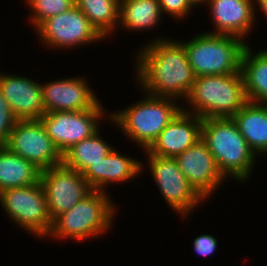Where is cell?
I'll return each instance as SVG.
<instances>
[{
  "label": "cell",
  "instance_id": "d6986e66",
  "mask_svg": "<svg viewBox=\"0 0 267 266\" xmlns=\"http://www.w3.org/2000/svg\"><path fill=\"white\" fill-rule=\"evenodd\" d=\"M240 72L247 100L267 104V49L254 54L247 44L242 53Z\"/></svg>",
  "mask_w": 267,
  "mask_h": 266
},
{
  "label": "cell",
  "instance_id": "8992f818",
  "mask_svg": "<svg viewBox=\"0 0 267 266\" xmlns=\"http://www.w3.org/2000/svg\"><path fill=\"white\" fill-rule=\"evenodd\" d=\"M186 50L195 77L240 73L241 57L247 41L203 32L189 41H180Z\"/></svg>",
  "mask_w": 267,
  "mask_h": 266
},
{
  "label": "cell",
  "instance_id": "5b68a950",
  "mask_svg": "<svg viewBox=\"0 0 267 266\" xmlns=\"http://www.w3.org/2000/svg\"><path fill=\"white\" fill-rule=\"evenodd\" d=\"M115 212L116 204L107 192L92 190L70 210L53 220L47 238L80 242L100 237L112 227Z\"/></svg>",
  "mask_w": 267,
  "mask_h": 266
},
{
  "label": "cell",
  "instance_id": "3957f363",
  "mask_svg": "<svg viewBox=\"0 0 267 266\" xmlns=\"http://www.w3.org/2000/svg\"><path fill=\"white\" fill-rule=\"evenodd\" d=\"M185 102L182 110L201 119L233 117L248 102L241 72L195 77Z\"/></svg>",
  "mask_w": 267,
  "mask_h": 266
},
{
  "label": "cell",
  "instance_id": "f1b7e54d",
  "mask_svg": "<svg viewBox=\"0 0 267 266\" xmlns=\"http://www.w3.org/2000/svg\"><path fill=\"white\" fill-rule=\"evenodd\" d=\"M255 3V7L259 6L261 9L260 11H262L264 16L267 17V0H255Z\"/></svg>",
  "mask_w": 267,
  "mask_h": 266
},
{
  "label": "cell",
  "instance_id": "7402d4cb",
  "mask_svg": "<svg viewBox=\"0 0 267 266\" xmlns=\"http://www.w3.org/2000/svg\"><path fill=\"white\" fill-rule=\"evenodd\" d=\"M162 14L158 0H120L118 28L134 32L154 29Z\"/></svg>",
  "mask_w": 267,
  "mask_h": 266
},
{
  "label": "cell",
  "instance_id": "7c38bea8",
  "mask_svg": "<svg viewBox=\"0 0 267 266\" xmlns=\"http://www.w3.org/2000/svg\"><path fill=\"white\" fill-rule=\"evenodd\" d=\"M40 182L52 221L70 210L92 191L81 173L63 163L41 170Z\"/></svg>",
  "mask_w": 267,
  "mask_h": 266
},
{
  "label": "cell",
  "instance_id": "4fadbf2b",
  "mask_svg": "<svg viewBox=\"0 0 267 266\" xmlns=\"http://www.w3.org/2000/svg\"><path fill=\"white\" fill-rule=\"evenodd\" d=\"M174 158L188 183L204 200H208L225 182L226 178L219 171L212 153L202 139Z\"/></svg>",
  "mask_w": 267,
  "mask_h": 266
},
{
  "label": "cell",
  "instance_id": "e0dca14e",
  "mask_svg": "<svg viewBox=\"0 0 267 266\" xmlns=\"http://www.w3.org/2000/svg\"><path fill=\"white\" fill-rule=\"evenodd\" d=\"M253 1V2H252ZM254 0H207L209 13L213 19L211 34L230 35L243 41L256 24ZM255 20V21H254Z\"/></svg>",
  "mask_w": 267,
  "mask_h": 266
},
{
  "label": "cell",
  "instance_id": "d4e9b609",
  "mask_svg": "<svg viewBox=\"0 0 267 266\" xmlns=\"http://www.w3.org/2000/svg\"><path fill=\"white\" fill-rule=\"evenodd\" d=\"M30 8L29 23L37 28L46 19L64 13L76 5L75 0H26Z\"/></svg>",
  "mask_w": 267,
  "mask_h": 266
},
{
  "label": "cell",
  "instance_id": "ffe728a7",
  "mask_svg": "<svg viewBox=\"0 0 267 266\" xmlns=\"http://www.w3.org/2000/svg\"><path fill=\"white\" fill-rule=\"evenodd\" d=\"M232 119L253 152L267 155V104L248 101Z\"/></svg>",
  "mask_w": 267,
  "mask_h": 266
},
{
  "label": "cell",
  "instance_id": "83f0119b",
  "mask_svg": "<svg viewBox=\"0 0 267 266\" xmlns=\"http://www.w3.org/2000/svg\"><path fill=\"white\" fill-rule=\"evenodd\" d=\"M217 239L209 234L197 236L193 241V250L199 256H210L217 250Z\"/></svg>",
  "mask_w": 267,
  "mask_h": 266
},
{
  "label": "cell",
  "instance_id": "4316f807",
  "mask_svg": "<svg viewBox=\"0 0 267 266\" xmlns=\"http://www.w3.org/2000/svg\"><path fill=\"white\" fill-rule=\"evenodd\" d=\"M161 6L162 13L172 16L174 19L183 20L184 17L192 12L195 8L188 0H158Z\"/></svg>",
  "mask_w": 267,
  "mask_h": 266
},
{
  "label": "cell",
  "instance_id": "ba28073f",
  "mask_svg": "<svg viewBox=\"0 0 267 266\" xmlns=\"http://www.w3.org/2000/svg\"><path fill=\"white\" fill-rule=\"evenodd\" d=\"M146 159L150 175L152 174L151 177L155 180L158 191L162 194L167 205L183 216L181 218H187L195 210L196 206L205 202L188 183L186 176L179 169L175 158L159 157L146 153Z\"/></svg>",
  "mask_w": 267,
  "mask_h": 266
},
{
  "label": "cell",
  "instance_id": "52a82bcc",
  "mask_svg": "<svg viewBox=\"0 0 267 266\" xmlns=\"http://www.w3.org/2000/svg\"><path fill=\"white\" fill-rule=\"evenodd\" d=\"M0 204L8 218L33 236L49 235L53 221L47 210L42 184L7 189L0 192Z\"/></svg>",
  "mask_w": 267,
  "mask_h": 266
},
{
  "label": "cell",
  "instance_id": "9a60e30c",
  "mask_svg": "<svg viewBox=\"0 0 267 266\" xmlns=\"http://www.w3.org/2000/svg\"><path fill=\"white\" fill-rule=\"evenodd\" d=\"M0 90L18 120H40L45 113L42 84L34 79L0 73Z\"/></svg>",
  "mask_w": 267,
  "mask_h": 266
},
{
  "label": "cell",
  "instance_id": "484cf974",
  "mask_svg": "<svg viewBox=\"0 0 267 266\" xmlns=\"http://www.w3.org/2000/svg\"><path fill=\"white\" fill-rule=\"evenodd\" d=\"M17 121V117L13 114L0 90V146L7 144L10 133Z\"/></svg>",
  "mask_w": 267,
  "mask_h": 266
},
{
  "label": "cell",
  "instance_id": "cb8c5ba5",
  "mask_svg": "<svg viewBox=\"0 0 267 266\" xmlns=\"http://www.w3.org/2000/svg\"><path fill=\"white\" fill-rule=\"evenodd\" d=\"M75 3L104 38L118 28L120 0H75Z\"/></svg>",
  "mask_w": 267,
  "mask_h": 266
},
{
  "label": "cell",
  "instance_id": "ac0fdd59",
  "mask_svg": "<svg viewBox=\"0 0 267 266\" xmlns=\"http://www.w3.org/2000/svg\"><path fill=\"white\" fill-rule=\"evenodd\" d=\"M143 164L137 159L123 155L115 148L95 164H91L83 173L92 190L108 192L110 183H124L143 172Z\"/></svg>",
  "mask_w": 267,
  "mask_h": 266
},
{
  "label": "cell",
  "instance_id": "30bf717a",
  "mask_svg": "<svg viewBox=\"0 0 267 266\" xmlns=\"http://www.w3.org/2000/svg\"><path fill=\"white\" fill-rule=\"evenodd\" d=\"M106 109L101 102L93 109L83 111H54L44 113L40 118L48 136L63 155L75 143L93 134L99 128L100 119H104Z\"/></svg>",
  "mask_w": 267,
  "mask_h": 266
},
{
  "label": "cell",
  "instance_id": "7a4b0ae2",
  "mask_svg": "<svg viewBox=\"0 0 267 266\" xmlns=\"http://www.w3.org/2000/svg\"><path fill=\"white\" fill-rule=\"evenodd\" d=\"M201 139L225 178L244 183L251 176L256 154L241 135L232 117L202 119Z\"/></svg>",
  "mask_w": 267,
  "mask_h": 266
},
{
  "label": "cell",
  "instance_id": "44dd1931",
  "mask_svg": "<svg viewBox=\"0 0 267 266\" xmlns=\"http://www.w3.org/2000/svg\"><path fill=\"white\" fill-rule=\"evenodd\" d=\"M40 173L32 162L0 146V192L36 184Z\"/></svg>",
  "mask_w": 267,
  "mask_h": 266
},
{
  "label": "cell",
  "instance_id": "5bb4252c",
  "mask_svg": "<svg viewBox=\"0 0 267 266\" xmlns=\"http://www.w3.org/2000/svg\"><path fill=\"white\" fill-rule=\"evenodd\" d=\"M45 113L93 109L100 101L82 77H65L42 84Z\"/></svg>",
  "mask_w": 267,
  "mask_h": 266
},
{
  "label": "cell",
  "instance_id": "9c48e42d",
  "mask_svg": "<svg viewBox=\"0 0 267 266\" xmlns=\"http://www.w3.org/2000/svg\"><path fill=\"white\" fill-rule=\"evenodd\" d=\"M35 30L43 45L59 51L105 40L76 5L46 19Z\"/></svg>",
  "mask_w": 267,
  "mask_h": 266
},
{
  "label": "cell",
  "instance_id": "277c9868",
  "mask_svg": "<svg viewBox=\"0 0 267 266\" xmlns=\"http://www.w3.org/2000/svg\"><path fill=\"white\" fill-rule=\"evenodd\" d=\"M144 93L143 100L113 114L110 113L108 118L115 126L121 128L127 139L147 150L160 132L182 110V106L176 102L177 99Z\"/></svg>",
  "mask_w": 267,
  "mask_h": 266
},
{
  "label": "cell",
  "instance_id": "603a6c76",
  "mask_svg": "<svg viewBox=\"0 0 267 266\" xmlns=\"http://www.w3.org/2000/svg\"><path fill=\"white\" fill-rule=\"evenodd\" d=\"M101 137L98 130L92 136L75 143L62 155V163L82 174L91 164L97 163L114 149Z\"/></svg>",
  "mask_w": 267,
  "mask_h": 266
},
{
  "label": "cell",
  "instance_id": "f546056e",
  "mask_svg": "<svg viewBox=\"0 0 267 266\" xmlns=\"http://www.w3.org/2000/svg\"><path fill=\"white\" fill-rule=\"evenodd\" d=\"M193 6H197L200 4H204L207 2V0H188ZM198 4V5H197Z\"/></svg>",
  "mask_w": 267,
  "mask_h": 266
},
{
  "label": "cell",
  "instance_id": "8fae6325",
  "mask_svg": "<svg viewBox=\"0 0 267 266\" xmlns=\"http://www.w3.org/2000/svg\"><path fill=\"white\" fill-rule=\"evenodd\" d=\"M5 147L40 170L62 164V154L48 136L41 120H18Z\"/></svg>",
  "mask_w": 267,
  "mask_h": 266
},
{
  "label": "cell",
  "instance_id": "2e32d148",
  "mask_svg": "<svg viewBox=\"0 0 267 266\" xmlns=\"http://www.w3.org/2000/svg\"><path fill=\"white\" fill-rule=\"evenodd\" d=\"M201 128L199 116L181 110L144 152L174 158L201 139Z\"/></svg>",
  "mask_w": 267,
  "mask_h": 266
},
{
  "label": "cell",
  "instance_id": "6da1fadb",
  "mask_svg": "<svg viewBox=\"0 0 267 266\" xmlns=\"http://www.w3.org/2000/svg\"><path fill=\"white\" fill-rule=\"evenodd\" d=\"M157 38L137 52L136 82L148 94L185 100L195 80L185 47L179 40Z\"/></svg>",
  "mask_w": 267,
  "mask_h": 266
}]
</instances>
